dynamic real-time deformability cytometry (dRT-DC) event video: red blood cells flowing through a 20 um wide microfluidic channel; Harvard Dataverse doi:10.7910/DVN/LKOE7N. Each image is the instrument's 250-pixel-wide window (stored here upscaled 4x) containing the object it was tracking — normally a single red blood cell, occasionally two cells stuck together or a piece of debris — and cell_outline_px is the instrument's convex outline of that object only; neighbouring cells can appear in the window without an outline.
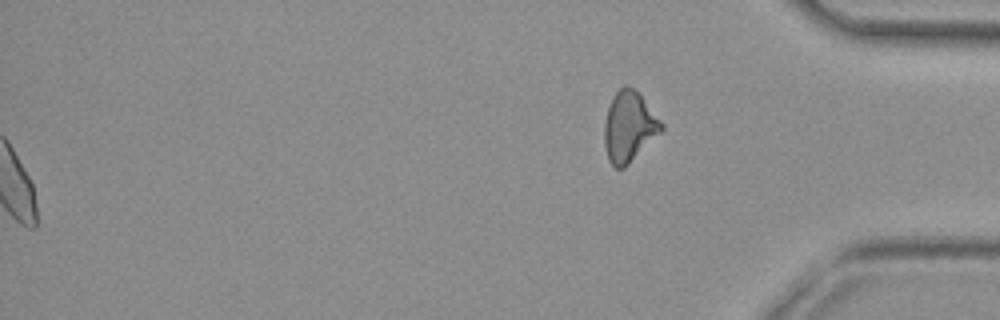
{"species": "common noctule bat (a hibernating species)", "species_latin": "Nyctalus noctula", "temperature_condition": "cold", "stored_images_in_passage": 57, "segment_of_instrument_passage": [2, 2], "camera_frame_rate_fps": 3000, "um_per_image_px": 0.085, "animal": {"sex": "female", "body_mass_g": 29.2, "forearm_length_mm": 56.3}, "frame": {"image": 1, "passage_image": 57, "time_ms": 18.667, "image_size_px": [1000, 320], "cell_outline_px": [[664, 128], [624, 168], [616, 168], [608, 160], [604, 144], [604, 124], [608, 108], [612, 96], [624, 84], [628, 84], [640, 96], [664, 124]], "centroid_in_image_um": [53.44, 10.77], "position_along_channel_um": 381.8, "area_um2": 22.95}}